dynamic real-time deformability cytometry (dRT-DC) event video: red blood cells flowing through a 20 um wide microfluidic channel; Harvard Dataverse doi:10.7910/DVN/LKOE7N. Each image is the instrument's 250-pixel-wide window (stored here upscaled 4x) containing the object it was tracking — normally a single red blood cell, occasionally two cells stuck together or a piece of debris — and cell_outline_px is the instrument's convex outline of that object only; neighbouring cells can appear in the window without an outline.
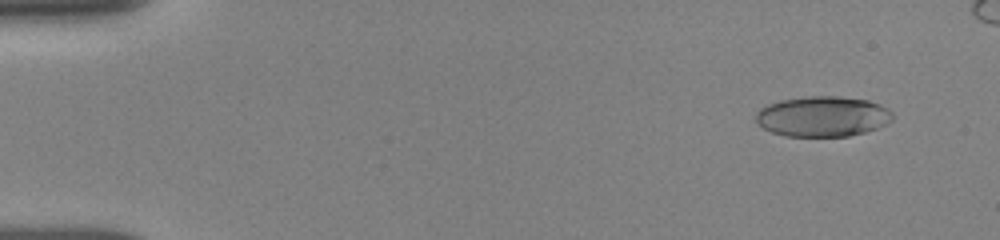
{"species": "human", "species_latin": "Homo sapiens", "temperature_condition": "room temperature", "stored_images_in_passage": 20, "camera_frame_rate_fps": 3000, "um_per_image_px": 0.085, "donor": {"sex": "female"}, "frame": {"image": 1, "passage_image": 4, "time_ms": 1.0, "image_size_px": [1000, 240], "cell_outline_px": [[892, 120], [876, 128], [864, 132], [848, 136], [784, 136], [772, 132], [756, 124], [756, 112], [760, 108], [768, 104], [780, 100], [808, 96], [840, 96], [868, 100], [880, 104], [888, 108], [892, 112]], "centroid_in_image_um": [69.9, 9.89], "position_along_channel_um": 15.1, "area_um2": 32.25}}
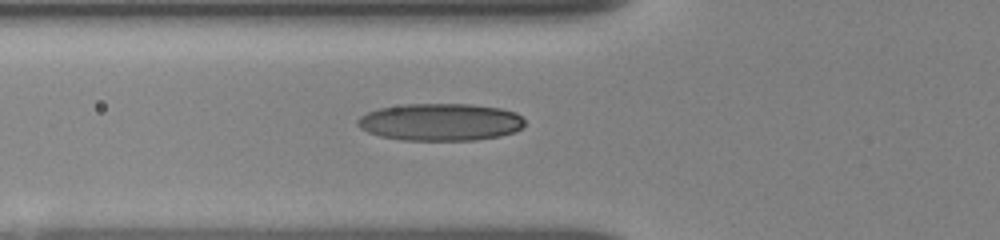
{"frame": {"image": 2, "passage_image": 16, "time_ms": 6.0, "image_size_px": [1000, 240], "cell_outline_px": [[524, 124], [520, 128], [512, 132], [500, 136], [476, 140], [404, 140], [380, 136], [368, 132], [360, 128], [356, 124], [356, 120], [360, 116], [368, 112], [380, 108], [404, 104], [472, 104], [500, 108], [516, 112], [524, 120]], "centroid_in_image_um": [37.41, 10.37], "position_along_channel_um": 88.4, "area_um2": 36.36}}
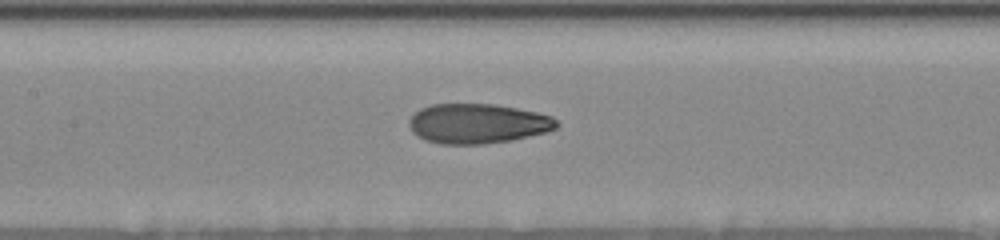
{"frame": {"image": 3, "passage_image": 19, "time_ms": 8.0, "image_size_px": [1000, 240], "cell_outline_px": [[560, 124], [556, 128], [544, 132], [512, 140], [484, 144], [440, 144], [424, 140], [412, 132], [408, 124], [408, 120], [420, 108], [432, 104], [496, 104], [536, 112], [552, 116]], "centroid_in_image_um": [40.57, 10.5], "position_along_channel_um": 166.8, "area_um2": 34.28}}